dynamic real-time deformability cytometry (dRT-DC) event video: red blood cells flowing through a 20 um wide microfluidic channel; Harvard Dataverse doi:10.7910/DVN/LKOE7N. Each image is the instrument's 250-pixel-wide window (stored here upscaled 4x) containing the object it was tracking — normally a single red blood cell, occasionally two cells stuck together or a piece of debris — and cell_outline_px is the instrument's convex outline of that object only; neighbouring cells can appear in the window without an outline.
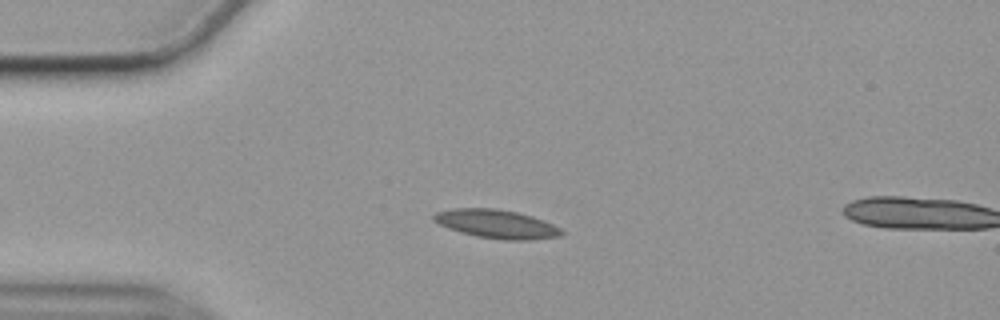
{"species": "common noctule bat (a hibernating species)", "species_latin": "Nyctalus noctula", "temperature_condition": "cold", "stored_images_in_passage": 15, "camera_frame_rate_fps": 3000, "um_per_image_px": 0.085, "animal": {"sex": "female", "body_mass_g": 19.9}, "frame": {"image": 1, "passage_image": 13, "time_ms": 4.0, "image_size_px": [1000, 320], "cell_outline_px": [[564, 232], [560, 236], [532, 240], [504, 240], [476, 236], [460, 232], [448, 228], [432, 220], [432, 216], [436, 212], [452, 208], [496, 208], [516, 212], [532, 216], [544, 220], [560, 228]], "centroid_in_image_um": [42.2, 19.04], "position_along_channel_um": 42.8, "area_um2": 21.39}}